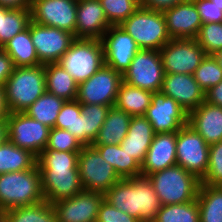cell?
<instances>
[{
	"instance_id": "cell-5",
	"label": "cell",
	"mask_w": 222,
	"mask_h": 222,
	"mask_svg": "<svg viewBox=\"0 0 222 222\" xmlns=\"http://www.w3.org/2000/svg\"><path fill=\"white\" fill-rule=\"evenodd\" d=\"M153 185L161 205L182 204L197 199L200 180L175 165L146 176Z\"/></svg>"
},
{
	"instance_id": "cell-38",
	"label": "cell",
	"mask_w": 222,
	"mask_h": 222,
	"mask_svg": "<svg viewBox=\"0 0 222 222\" xmlns=\"http://www.w3.org/2000/svg\"><path fill=\"white\" fill-rule=\"evenodd\" d=\"M110 25H120L139 7L136 0H100Z\"/></svg>"
},
{
	"instance_id": "cell-26",
	"label": "cell",
	"mask_w": 222,
	"mask_h": 222,
	"mask_svg": "<svg viewBox=\"0 0 222 222\" xmlns=\"http://www.w3.org/2000/svg\"><path fill=\"white\" fill-rule=\"evenodd\" d=\"M153 92L131 86L122 81L114 106L128 113L131 117L144 116L151 104Z\"/></svg>"
},
{
	"instance_id": "cell-22",
	"label": "cell",
	"mask_w": 222,
	"mask_h": 222,
	"mask_svg": "<svg viewBox=\"0 0 222 222\" xmlns=\"http://www.w3.org/2000/svg\"><path fill=\"white\" fill-rule=\"evenodd\" d=\"M100 0H78L75 38L101 40L109 29Z\"/></svg>"
},
{
	"instance_id": "cell-21",
	"label": "cell",
	"mask_w": 222,
	"mask_h": 222,
	"mask_svg": "<svg viewBox=\"0 0 222 222\" xmlns=\"http://www.w3.org/2000/svg\"><path fill=\"white\" fill-rule=\"evenodd\" d=\"M176 141L177 132L156 133L141 164V176L177 165Z\"/></svg>"
},
{
	"instance_id": "cell-51",
	"label": "cell",
	"mask_w": 222,
	"mask_h": 222,
	"mask_svg": "<svg viewBox=\"0 0 222 222\" xmlns=\"http://www.w3.org/2000/svg\"><path fill=\"white\" fill-rule=\"evenodd\" d=\"M8 139L7 122H0V145Z\"/></svg>"
},
{
	"instance_id": "cell-43",
	"label": "cell",
	"mask_w": 222,
	"mask_h": 222,
	"mask_svg": "<svg viewBox=\"0 0 222 222\" xmlns=\"http://www.w3.org/2000/svg\"><path fill=\"white\" fill-rule=\"evenodd\" d=\"M96 222H140L135 217L122 212L108 203L105 199L102 201L98 211Z\"/></svg>"
},
{
	"instance_id": "cell-44",
	"label": "cell",
	"mask_w": 222,
	"mask_h": 222,
	"mask_svg": "<svg viewBox=\"0 0 222 222\" xmlns=\"http://www.w3.org/2000/svg\"><path fill=\"white\" fill-rule=\"evenodd\" d=\"M202 24L205 23H222V9L211 0L194 1Z\"/></svg>"
},
{
	"instance_id": "cell-11",
	"label": "cell",
	"mask_w": 222,
	"mask_h": 222,
	"mask_svg": "<svg viewBox=\"0 0 222 222\" xmlns=\"http://www.w3.org/2000/svg\"><path fill=\"white\" fill-rule=\"evenodd\" d=\"M209 146L190 125L182 126L177 131V165L201 180L208 167Z\"/></svg>"
},
{
	"instance_id": "cell-36",
	"label": "cell",
	"mask_w": 222,
	"mask_h": 222,
	"mask_svg": "<svg viewBox=\"0 0 222 222\" xmlns=\"http://www.w3.org/2000/svg\"><path fill=\"white\" fill-rule=\"evenodd\" d=\"M153 222H200L198 201L161 205Z\"/></svg>"
},
{
	"instance_id": "cell-2",
	"label": "cell",
	"mask_w": 222,
	"mask_h": 222,
	"mask_svg": "<svg viewBox=\"0 0 222 222\" xmlns=\"http://www.w3.org/2000/svg\"><path fill=\"white\" fill-rule=\"evenodd\" d=\"M104 199L140 222H153L161 208L152 183L143 176L120 179L104 193Z\"/></svg>"
},
{
	"instance_id": "cell-20",
	"label": "cell",
	"mask_w": 222,
	"mask_h": 222,
	"mask_svg": "<svg viewBox=\"0 0 222 222\" xmlns=\"http://www.w3.org/2000/svg\"><path fill=\"white\" fill-rule=\"evenodd\" d=\"M162 13L171 39H196L202 21L194 2L182 1Z\"/></svg>"
},
{
	"instance_id": "cell-19",
	"label": "cell",
	"mask_w": 222,
	"mask_h": 222,
	"mask_svg": "<svg viewBox=\"0 0 222 222\" xmlns=\"http://www.w3.org/2000/svg\"><path fill=\"white\" fill-rule=\"evenodd\" d=\"M161 92L173 98L188 114L205 101V92L191 74L165 73Z\"/></svg>"
},
{
	"instance_id": "cell-25",
	"label": "cell",
	"mask_w": 222,
	"mask_h": 222,
	"mask_svg": "<svg viewBox=\"0 0 222 222\" xmlns=\"http://www.w3.org/2000/svg\"><path fill=\"white\" fill-rule=\"evenodd\" d=\"M131 118L125 111L111 106L92 145L120 144L127 135Z\"/></svg>"
},
{
	"instance_id": "cell-29",
	"label": "cell",
	"mask_w": 222,
	"mask_h": 222,
	"mask_svg": "<svg viewBox=\"0 0 222 222\" xmlns=\"http://www.w3.org/2000/svg\"><path fill=\"white\" fill-rule=\"evenodd\" d=\"M2 49L13 59L15 67L40 65L30 36V23L27 29L12 37Z\"/></svg>"
},
{
	"instance_id": "cell-10",
	"label": "cell",
	"mask_w": 222,
	"mask_h": 222,
	"mask_svg": "<svg viewBox=\"0 0 222 222\" xmlns=\"http://www.w3.org/2000/svg\"><path fill=\"white\" fill-rule=\"evenodd\" d=\"M8 140L38 157L45 150L50 129L24 112L9 113L7 118Z\"/></svg>"
},
{
	"instance_id": "cell-33",
	"label": "cell",
	"mask_w": 222,
	"mask_h": 222,
	"mask_svg": "<svg viewBox=\"0 0 222 222\" xmlns=\"http://www.w3.org/2000/svg\"><path fill=\"white\" fill-rule=\"evenodd\" d=\"M30 21V9H7L0 6V48L27 29Z\"/></svg>"
},
{
	"instance_id": "cell-40",
	"label": "cell",
	"mask_w": 222,
	"mask_h": 222,
	"mask_svg": "<svg viewBox=\"0 0 222 222\" xmlns=\"http://www.w3.org/2000/svg\"><path fill=\"white\" fill-rule=\"evenodd\" d=\"M200 184L208 186L222 185V141L209 146L208 167Z\"/></svg>"
},
{
	"instance_id": "cell-9",
	"label": "cell",
	"mask_w": 222,
	"mask_h": 222,
	"mask_svg": "<svg viewBox=\"0 0 222 222\" xmlns=\"http://www.w3.org/2000/svg\"><path fill=\"white\" fill-rule=\"evenodd\" d=\"M165 72L160 51L140 49L123 73V81L131 86L151 92H160Z\"/></svg>"
},
{
	"instance_id": "cell-3",
	"label": "cell",
	"mask_w": 222,
	"mask_h": 222,
	"mask_svg": "<svg viewBox=\"0 0 222 222\" xmlns=\"http://www.w3.org/2000/svg\"><path fill=\"white\" fill-rule=\"evenodd\" d=\"M41 173L32 169L0 174V210L34 205L44 201Z\"/></svg>"
},
{
	"instance_id": "cell-31",
	"label": "cell",
	"mask_w": 222,
	"mask_h": 222,
	"mask_svg": "<svg viewBox=\"0 0 222 222\" xmlns=\"http://www.w3.org/2000/svg\"><path fill=\"white\" fill-rule=\"evenodd\" d=\"M65 101V99L45 91L24 113L47 127L53 128Z\"/></svg>"
},
{
	"instance_id": "cell-6",
	"label": "cell",
	"mask_w": 222,
	"mask_h": 222,
	"mask_svg": "<svg viewBox=\"0 0 222 222\" xmlns=\"http://www.w3.org/2000/svg\"><path fill=\"white\" fill-rule=\"evenodd\" d=\"M120 26L133 37L140 49L159 51L171 40L162 11L140 6Z\"/></svg>"
},
{
	"instance_id": "cell-49",
	"label": "cell",
	"mask_w": 222,
	"mask_h": 222,
	"mask_svg": "<svg viewBox=\"0 0 222 222\" xmlns=\"http://www.w3.org/2000/svg\"><path fill=\"white\" fill-rule=\"evenodd\" d=\"M9 111L5 102V89L0 87V122H6Z\"/></svg>"
},
{
	"instance_id": "cell-30",
	"label": "cell",
	"mask_w": 222,
	"mask_h": 222,
	"mask_svg": "<svg viewBox=\"0 0 222 222\" xmlns=\"http://www.w3.org/2000/svg\"><path fill=\"white\" fill-rule=\"evenodd\" d=\"M37 157L8 139L0 145V174L32 169Z\"/></svg>"
},
{
	"instance_id": "cell-7",
	"label": "cell",
	"mask_w": 222,
	"mask_h": 222,
	"mask_svg": "<svg viewBox=\"0 0 222 222\" xmlns=\"http://www.w3.org/2000/svg\"><path fill=\"white\" fill-rule=\"evenodd\" d=\"M58 63L78 84L86 81L105 64L102 41L76 38Z\"/></svg>"
},
{
	"instance_id": "cell-37",
	"label": "cell",
	"mask_w": 222,
	"mask_h": 222,
	"mask_svg": "<svg viewBox=\"0 0 222 222\" xmlns=\"http://www.w3.org/2000/svg\"><path fill=\"white\" fill-rule=\"evenodd\" d=\"M193 76L204 92L219 84L222 81V68L215 55H206Z\"/></svg>"
},
{
	"instance_id": "cell-52",
	"label": "cell",
	"mask_w": 222,
	"mask_h": 222,
	"mask_svg": "<svg viewBox=\"0 0 222 222\" xmlns=\"http://www.w3.org/2000/svg\"><path fill=\"white\" fill-rule=\"evenodd\" d=\"M215 57L218 59V63H219V65H220V67L222 68V50L219 51V52H217V53L215 54Z\"/></svg>"
},
{
	"instance_id": "cell-47",
	"label": "cell",
	"mask_w": 222,
	"mask_h": 222,
	"mask_svg": "<svg viewBox=\"0 0 222 222\" xmlns=\"http://www.w3.org/2000/svg\"><path fill=\"white\" fill-rule=\"evenodd\" d=\"M205 101L222 107V81L205 92Z\"/></svg>"
},
{
	"instance_id": "cell-28",
	"label": "cell",
	"mask_w": 222,
	"mask_h": 222,
	"mask_svg": "<svg viewBox=\"0 0 222 222\" xmlns=\"http://www.w3.org/2000/svg\"><path fill=\"white\" fill-rule=\"evenodd\" d=\"M92 146L106 162L113 166L121 179L141 176V165L125 150H122L120 144Z\"/></svg>"
},
{
	"instance_id": "cell-39",
	"label": "cell",
	"mask_w": 222,
	"mask_h": 222,
	"mask_svg": "<svg viewBox=\"0 0 222 222\" xmlns=\"http://www.w3.org/2000/svg\"><path fill=\"white\" fill-rule=\"evenodd\" d=\"M196 40L207 55H215L222 50V23L202 24Z\"/></svg>"
},
{
	"instance_id": "cell-17",
	"label": "cell",
	"mask_w": 222,
	"mask_h": 222,
	"mask_svg": "<svg viewBox=\"0 0 222 222\" xmlns=\"http://www.w3.org/2000/svg\"><path fill=\"white\" fill-rule=\"evenodd\" d=\"M101 41L104 48L105 65L123 75L135 54L140 50L139 46L120 25H111Z\"/></svg>"
},
{
	"instance_id": "cell-48",
	"label": "cell",
	"mask_w": 222,
	"mask_h": 222,
	"mask_svg": "<svg viewBox=\"0 0 222 222\" xmlns=\"http://www.w3.org/2000/svg\"><path fill=\"white\" fill-rule=\"evenodd\" d=\"M32 0H0V6L7 9H30Z\"/></svg>"
},
{
	"instance_id": "cell-16",
	"label": "cell",
	"mask_w": 222,
	"mask_h": 222,
	"mask_svg": "<svg viewBox=\"0 0 222 222\" xmlns=\"http://www.w3.org/2000/svg\"><path fill=\"white\" fill-rule=\"evenodd\" d=\"M144 116L151 123L155 134L177 132L188 124V113L161 91L152 94L151 104Z\"/></svg>"
},
{
	"instance_id": "cell-55",
	"label": "cell",
	"mask_w": 222,
	"mask_h": 222,
	"mask_svg": "<svg viewBox=\"0 0 222 222\" xmlns=\"http://www.w3.org/2000/svg\"><path fill=\"white\" fill-rule=\"evenodd\" d=\"M181 1L194 2L195 0H181Z\"/></svg>"
},
{
	"instance_id": "cell-23",
	"label": "cell",
	"mask_w": 222,
	"mask_h": 222,
	"mask_svg": "<svg viewBox=\"0 0 222 222\" xmlns=\"http://www.w3.org/2000/svg\"><path fill=\"white\" fill-rule=\"evenodd\" d=\"M188 125L199 133L208 145L222 141V107L204 101L188 114Z\"/></svg>"
},
{
	"instance_id": "cell-46",
	"label": "cell",
	"mask_w": 222,
	"mask_h": 222,
	"mask_svg": "<svg viewBox=\"0 0 222 222\" xmlns=\"http://www.w3.org/2000/svg\"><path fill=\"white\" fill-rule=\"evenodd\" d=\"M182 2L181 0H143L140 3L141 7L156 10V11H164L168 8H172L176 4Z\"/></svg>"
},
{
	"instance_id": "cell-24",
	"label": "cell",
	"mask_w": 222,
	"mask_h": 222,
	"mask_svg": "<svg viewBox=\"0 0 222 222\" xmlns=\"http://www.w3.org/2000/svg\"><path fill=\"white\" fill-rule=\"evenodd\" d=\"M154 135L152 125L145 116H134L130 120L127 135L120 142V146L141 165Z\"/></svg>"
},
{
	"instance_id": "cell-27",
	"label": "cell",
	"mask_w": 222,
	"mask_h": 222,
	"mask_svg": "<svg viewBox=\"0 0 222 222\" xmlns=\"http://www.w3.org/2000/svg\"><path fill=\"white\" fill-rule=\"evenodd\" d=\"M45 85L47 92L66 101L77 98L78 83L59 63L45 65Z\"/></svg>"
},
{
	"instance_id": "cell-14",
	"label": "cell",
	"mask_w": 222,
	"mask_h": 222,
	"mask_svg": "<svg viewBox=\"0 0 222 222\" xmlns=\"http://www.w3.org/2000/svg\"><path fill=\"white\" fill-rule=\"evenodd\" d=\"M30 36L40 64L58 63L76 39L74 34L30 21Z\"/></svg>"
},
{
	"instance_id": "cell-34",
	"label": "cell",
	"mask_w": 222,
	"mask_h": 222,
	"mask_svg": "<svg viewBox=\"0 0 222 222\" xmlns=\"http://www.w3.org/2000/svg\"><path fill=\"white\" fill-rule=\"evenodd\" d=\"M6 212L7 222H58L52 204L47 201L9 209Z\"/></svg>"
},
{
	"instance_id": "cell-32",
	"label": "cell",
	"mask_w": 222,
	"mask_h": 222,
	"mask_svg": "<svg viewBox=\"0 0 222 222\" xmlns=\"http://www.w3.org/2000/svg\"><path fill=\"white\" fill-rule=\"evenodd\" d=\"M200 222H222V188L200 184L197 194Z\"/></svg>"
},
{
	"instance_id": "cell-42",
	"label": "cell",
	"mask_w": 222,
	"mask_h": 222,
	"mask_svg": "<svg viewBox=\"0 0 222 222\" xmlns=\"http://www.w3.org/2000/svg\"><path fill=\"white\" fill-rule=\"evenodd\" d=\"M80 115L81 104L76 99L65 101L57 116L55 128L68 130L72 135L75 136L76 118Z\"/></svg>"
},
{
	"instance_id": "cell-50",
	"label": "cell",
	"mask_w": 222,
	"mask_h": 222,
	"mask_svg": "<svg viewBox=\"0 0 222 222\" xmlns=\"http://www.w3.org/2000/svg\"><path fill=\"white\" fill-rule=\"evenodd\" d=\"M75 137L84 146V131H83V125H82V115L76 118Z\"/></svg>"
},
{
	"instance_id": "cell-53",
	"label": "cell",
	"mask_w": 222,
	"mask_h": 222,
	"mask_svg": "<svg viewBox=\"0 0 222 222\" xmlns=\"http://www.w3.org/2000/svg\"><path fill=\"white\" fill-rule=\"evenodd\" d=\"M0 222H7L6 212L0 210Z\"/></svg>"
},
{
	"instance_id": "cell-12",
	"label": "cell",
	"mask_w": 222,
	"mask_h": 222,
	"mask_svg": "<svg viewBox=\"0 0 222 222\" xmlns=\"http://www.w3.org/2000/svg\"><path fill=\"white\" fill-rule=\"evenodd\" d=\"M122 74L103 65L89 79L78 84L76 100L80 104H100L114 106Z\"/></svg>"
},
{
	"instance_id": "cell-8",
	"label": "cell",
	"mask_w": 222,
	"mask_h": 222,
	"mask_svg": "<svg viewBox=\"0 0 222 222\" xmlns=\"http://www.w3.org/2000/svg\"><path fill=\"white\" fill-rule=\"evenodd\" d=\"M77 166L84 190L104 194L121 179L92 145L82 147Z\"/></svg>"
},
{
	"instance_id": "cell-15",
	"label": "cell",
	"mask_w": 222,
	"mask_h": 222,
	"mask_svg": "<svg viewBox=\"0 0 222 222\" xmlns=\"http://www.w3.org/2000/svg\"><path fill=\"white\" fill-rule=\"evenodd\" d=\"M78 0H32L31 20L75 36Z\"/></svg>"
},
{
	"instance_id": "cell-54",
	"label": "cell",
	"mask_w": 222,
	"mask_h": 222,
	"mask_svg": "<svg viewBox=\"0 0 222 222\" xmlns=\"http://www.w3.org/2000/svg\"><path fill=\"white\" fill-rule=\"evenodd\" d=\"M213 1L219 8L222 9V0H211Z\"/></svg>"
},
{
	"instance_id": "cell-1",
	"label": "cell",
	"mask_w": 222,
	"mask_h": 222,
	"mask_svg": "<svg viewBox=\"0 0 222 222\" xmlns=\"http://www.w3.org/2000/svg\"><path fill=\"white\" fill-rule=\"evenodd\" d=\"M79 152L45 149L37 157L45 201L53 204L83 190L78 170Z\"/></svg>"
},
{
	"instance_id": "cell-41",
	"label": "cell",
	"mask_w": 222,
	"mask_h": 222,
	"mask_svg": "<svg viewBox=\"0 0 222 222\" xmlns=\"http://www.w3.org/2000/svg\"><path fill=\"white\" fill-rule=\"evenodd\" d=\"M83 145L68 130L51 128L45 149H53L66 152H80Z\"/></svg>"
},
{
	"instance_id": "cell-35",
	"label": "cell",
	"mask_w": 222,
	"mask_h": 222,
	"mask_svg": "<svg viewBox=\"0 0 222 222\" xmlns=\"http://www.w3.org/2000/svg\"><path fill=\"white\" fill-rule=\"evenodd\" d=\"M110 107L100 104H81L84 146L92 145L97 138Z\"/></svg>"
},
{
	"instance_id": "cell-45",
	"label": "cell",
	"mask_w": 222,
	"mask_h": 222,
	"mask_svg": "<svg viewBox=\"0 0 222 222\" xmlns=\"http://www.w3.org/2000/svg\"><path fill=\"white\" fill-rule=\"evenodd\" d=\"M14 69L13 59L0 48V87L5 88L6 82Z\"/></svg>"
},
{
	"instance_id": "cell-13",
	"label": "cell",
	"mask_w": 222,
	"mask_h": 222,
	"mask_svg": "<svg viewBox=\"0 0 222 222\" xmlns=\"http://www.w3.org/2000/svg\"><path fill=\"white\" fill-rule=\"evenodd\" d=\"M159 51L168 74L193 75L207 55L196 39H171Z\"/></svg>"
},
{
	"instance_id": "cell-18",
	"label": "cell",
	"mask_w": 222,
	"mask_h": 222,
	"mask_svg": "<svg viewBox=\"0 0 222 222\" xmlns=\"http://www.w3.org/2000/svg\"><path fill=\"white\" fill-rule=\"evenodd\" d=\"M104 194L82 190L68 199L53 203L58 222H96Z\"/></svg>"
},
{
	"instance_id": "cell-4",
	"label": "cell",
	"mask_w": 222,
	"mask_h": 222,
	"mask_svg": "<svg viewBox=\"0 0 222 222\" xmlns=\"http://www.w3.org/2000/svg\"><path fill=\"white\" fill-rule=\"evenodd\" d=\"M9 113L24 112L45 91V65L15 67L5 85Z\"/></svg>"
}]
</instances>
